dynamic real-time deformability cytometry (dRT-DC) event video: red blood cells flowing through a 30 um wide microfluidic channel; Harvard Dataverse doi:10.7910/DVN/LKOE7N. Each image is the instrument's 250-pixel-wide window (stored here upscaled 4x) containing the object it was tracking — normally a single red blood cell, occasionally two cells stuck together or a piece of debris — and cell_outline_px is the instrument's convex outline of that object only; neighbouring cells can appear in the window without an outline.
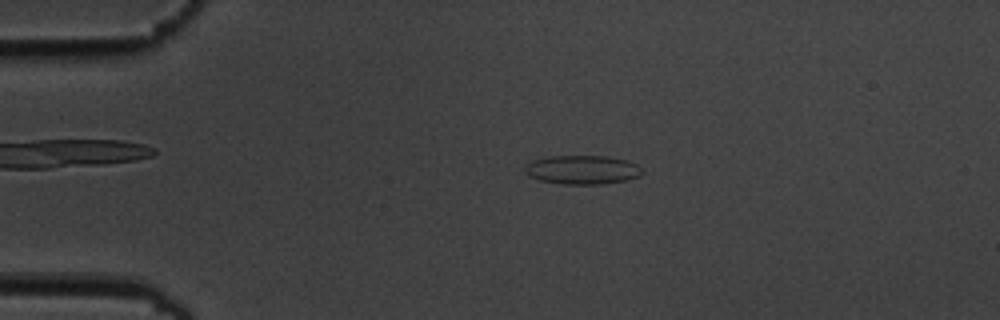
{"species": "common noctule bat (a hibernating species)", "species_latin": "Nyctalus noctula", "temperature_condition": "cold", "stored_images_in_passage": 8, "camera_frame_rate_fps": 3000, "um_per_image_px": 0.085, "animal": {"sex": "male", "body_mass_g": 19.5, "forearm_length_mm": 54.6}, "frame": {"image": 1, "passage_image": 3, "time_ms": 2.333, "image_size_px": [1000, 320], "cell_outline_px": [[644, 172], [640, 176], [628, 180], [600, 184], [564, 184], [540, 180], [528, 176], [524, 172], [524, 168], [532, 160], [548, 156], [608, 156], [628, 160], [636, 164]], "centroid_in_image_um": [49.51, 14.43], "position_along_channel_um": 35.5, "area_um2": 19.88}}
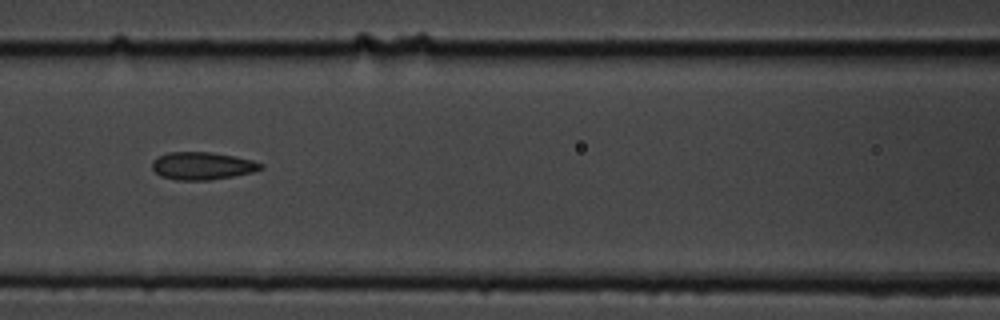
{"frame": {"image": 2, "passage_image": 7, "time_ms": 6.667, "image_size_px": [1000, 320], "cell_outline_px": [[264, 168], [252, 172], [212, 180], [176, 180], [160, 176], [152, 168], [152, 160], [168, 152], [212, 152], [252, 160], [264, 164]], "centroid_in_image_um": [17.19, 14.1], "position_along_channel_um": 149.4, "area_um2": 17.46}}
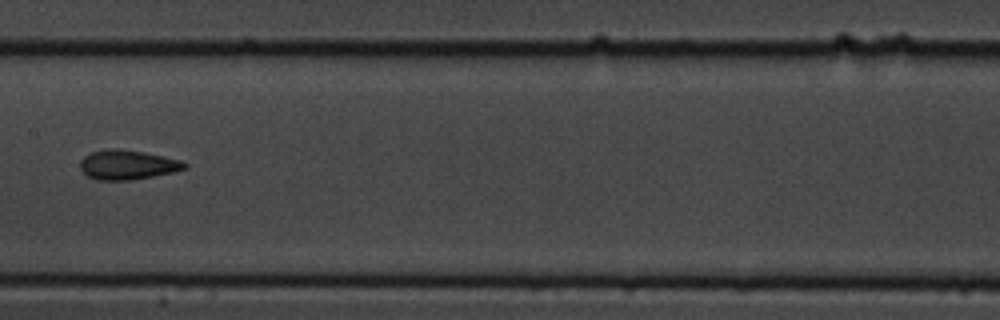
{"frame": {"image": 3, "passage_image": 8, "time_ms": 8.0, "image_size_px": [1000, 320], "cell_outline_px": [[188, 168], [172, 172], [132, 180], [96, 180], [88, 176], [80, 168], [80, 160], [84, 156], [92, 152], [108, 148], [116, 148], [144, 152], [180, 160], [188, 164]], "centroid_in_image_um": [10.82, 14.0], "position_along_channel_um": 196.6, "area_um2": 17.92}}